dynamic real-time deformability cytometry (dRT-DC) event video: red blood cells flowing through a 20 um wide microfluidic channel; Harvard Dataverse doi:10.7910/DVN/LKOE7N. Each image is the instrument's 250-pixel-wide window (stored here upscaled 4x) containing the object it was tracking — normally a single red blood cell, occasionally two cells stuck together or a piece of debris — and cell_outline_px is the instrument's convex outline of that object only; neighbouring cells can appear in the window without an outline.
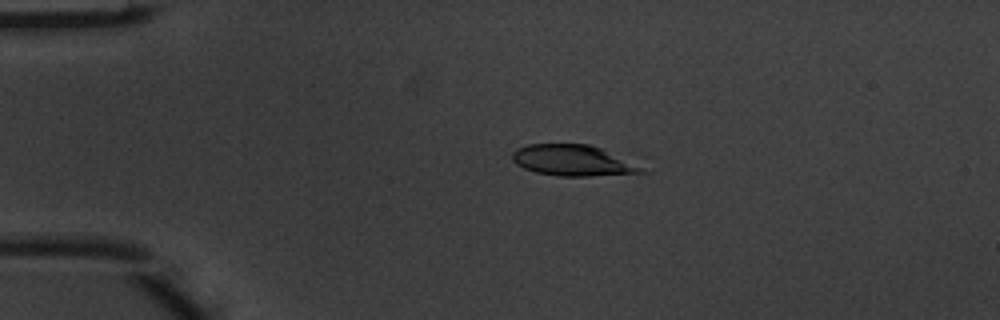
{"species": "common noctule bat (a hibernating species)", "species_latin": "Nyctalus noctula", "temperature_condition": "warm", "stored_images_in_passage": 4, "camera_frame_rate_fps": 3000, "um_per_image_px": 0.085, "animal": {"sex": "male", "body_mass_g": 20.1, "forearm_length_mm": 53.5}, "frame": {"image": 1, "passage_image": 3, "time_ms": 0.667, "image_size_px": [1000, 320], "cell_outline_px": [[648, 172], [588, 176], [556, 176], [536, 172], [524, 168], [516, 164], [512, 160], [512, 152], [516, 148], [528, 144], [588, 144], [600, 148]], "centroid_in_image_um": [48.55, 13.64], "position_along_channel_um": 36.5, "area_um2": 22.72}}